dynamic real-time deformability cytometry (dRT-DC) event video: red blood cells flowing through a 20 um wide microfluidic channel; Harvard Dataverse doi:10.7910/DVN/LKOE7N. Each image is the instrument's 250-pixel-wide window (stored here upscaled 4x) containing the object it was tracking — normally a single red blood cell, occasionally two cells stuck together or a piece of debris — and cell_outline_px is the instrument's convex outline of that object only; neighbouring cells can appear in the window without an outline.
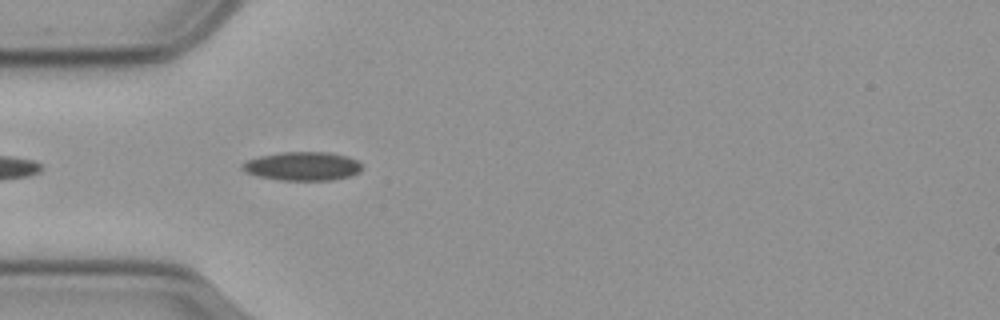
{"species": "common noctule bat (a hibernating species)", "species_latin": "Nyctalus noctula", "temperature_condition": "cold", "stored_images_in_passage": 43, "camera_frame_rate_fps": 3000, "um_per_image_px": 0.085, "animal": {"sex": "male", "body_mass_g": 23.1, "forearm_length_mm": 52.7}, "frame": {"image": 1, "passage_image": 3, "time_ms": 0.667, "image_size_px": [1000, 320], "cell_outline_px": [[360, 172], [352, 176], [332, 180], [280, 180], [256, 176], [244, 172], [240, 168], [240, 164], [248, 160], [260, 156], [280, 152], [324, 152], [348, 156], [356, 160], [360, 164]], "centroid_in_image_um": [25.67, 14.13], "position_along_channel_um": 59.3, "area_um2": 20.11}}
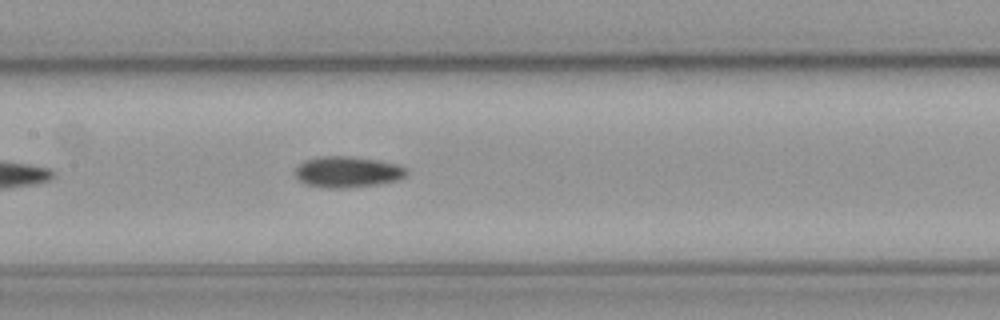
{"frame": {"image": 2, "passage_image": 13, "time_ms": 4.0, "image_size_px": [1000, 320], "cell_outline_px": [[408, 172], [400, 180], [384, 184], [348, 188], [324, 188], [304, 184], [296, 176], [296, 168], [304, 160], [320, 156], [348, 156], [376, 160], [396, 164], [408, 168]], "centroid_in_image_um": [29.57, 14.63], "position_along_channel_um": 177.8, "area_um2": 20.4}}
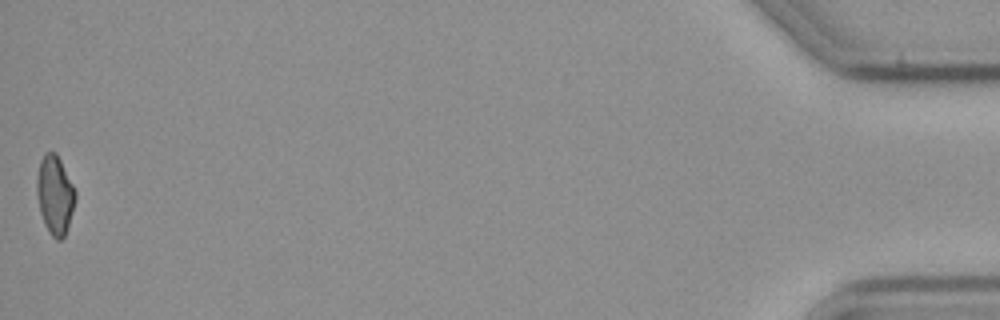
{"frame": {"image": 3, "passage_image": 43, "time_ms": 14.0, "image_size_px": [1000, 320], "cell_outline_px": [[76, 200], [64, 236], [60, 240], [56, 240], [52, 236], [44, 224], [40, 212], [36, 192], [36, 180], [40, 160], [44, 152], [56, 152], [76, 192]], "centroid_in_image_um": [4.65, 16.55], "position_along_channel_um": 430.6, "area_um2": 17.57}, "authors_computed_cell_mechanics": {"area_um2": 18.9006, "velocity_mm_per_s": 3.5918, "shape_relaxation_time_tau1_ms": 9.9848, "shape_relaxation_time_tau2_ms": 6.3251, "deformation_change_tau1": 0.1463, "deformation_change_tau2": 0.1137}}